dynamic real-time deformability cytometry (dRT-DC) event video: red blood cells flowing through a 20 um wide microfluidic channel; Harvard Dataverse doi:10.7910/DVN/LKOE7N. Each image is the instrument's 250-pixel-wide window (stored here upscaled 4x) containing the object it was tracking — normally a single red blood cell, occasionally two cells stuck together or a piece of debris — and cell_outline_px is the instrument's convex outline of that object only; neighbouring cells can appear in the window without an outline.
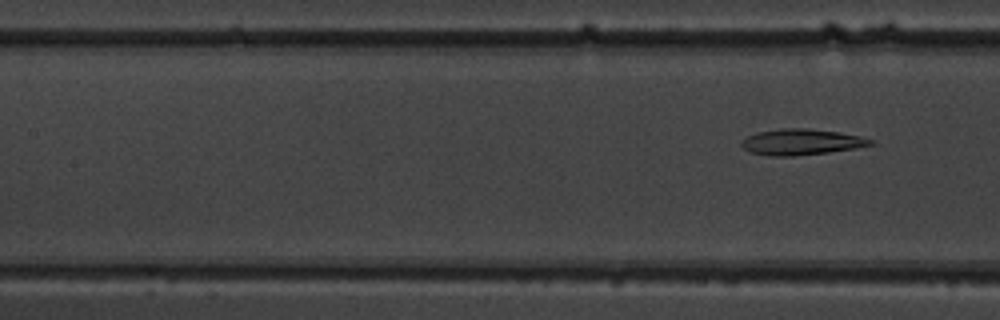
{"species": "common noctule bat (a hibernating species)", "species_latin": "Nyctalus noctula", "temperature_condition": "warm", "stored_images_in_passage": 8, "segment_of_instrument_passage": [2, 2], "camera_frame_rate_fps": 3000, "um_per_image_px": 0.085, "animal": {"sex": "male", "body_mass_g": 19.5, "forearm_length_mm": 54.6}, "frame": {"image": 1, "passage_image": 8, "time_ms": 8.333, "image_size_px": [1000, 320], "cell_outline_px": [[872, 144], [856, 148], [828, 152], [792, 156], [768, 156], [752, 152], [744, 148], [740, 144], [740, 140], [748, 136], [760, 132], [784, 128], [804, 128], [836, 132], [860, 136], [872, 140]], "centroid_in_image_um": [68.07, 12.07], "position_along_channel_um": 139.3, "area_um2": 19.13}}